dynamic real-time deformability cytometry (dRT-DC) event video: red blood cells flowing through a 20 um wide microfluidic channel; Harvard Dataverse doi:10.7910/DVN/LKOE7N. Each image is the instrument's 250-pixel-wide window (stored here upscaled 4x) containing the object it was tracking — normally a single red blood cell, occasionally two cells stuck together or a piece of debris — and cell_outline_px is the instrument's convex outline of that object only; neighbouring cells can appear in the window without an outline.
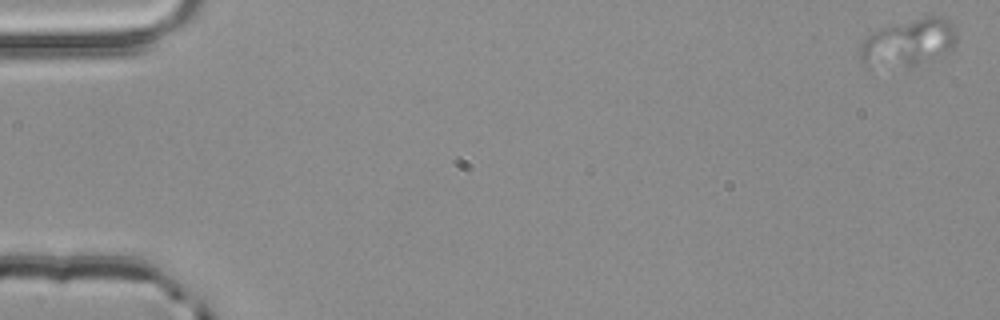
{"species": "common noctule bat (a hibernating species)", "species_latin": "Nyctalus noctula", "temperature_condition": "room temperature", "stored_images_in_passage": 5, "segment_of_instrument_passage": [1, 2], "camera_frame_rate_fps": 3000, "um_per_image_px": 0.085, "animal": {"sex": "male", "body_mass_g": 20.4}, "frame": {"image": 1, "passage_image": 1, "time_ms": 0.0, "image_size_px": [1000, 320], "cell_outline_px": [[956, 44], [948, 52], [912, 68], [872, 72], [868, 72], [864, 68], [860, 60], [860, 44], [872, 32], [888, 24], [924, 16], [940, 16], [952, 24], [956, 32]], "centroid_in_image_um": [77.11, 3.72], "position_along_channel_um": 7.9, "area_um2": 28.44}}
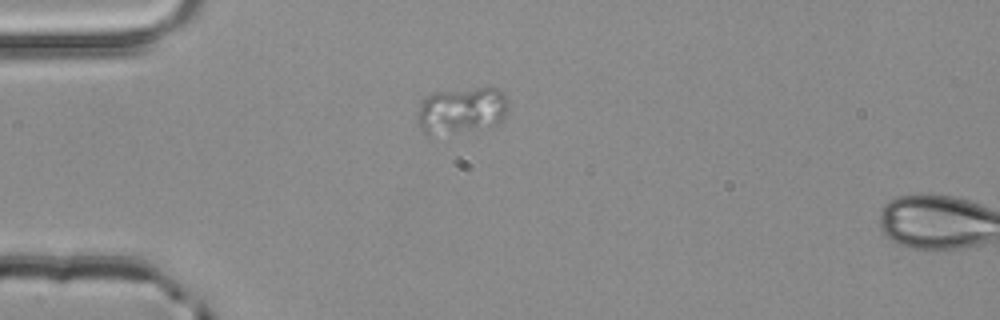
{"frame": {"image": 2, "passage_image": 4, "time_ms": 1.0, "image_size_px": [1000, 320], "cell_outline_px": [[508, 108], [504, 116], [500, 120], [484, 128], [428, 136], [420, 128], [416, 120], [416, 112], [420, 104], [428, 96], [436, 92], [476, 88], [500, 88], [508, 96]], "centroid_in_image_um": [39.22, 9.38], "position_along_channel_um": 45.8, "area_um2": 24.68}}